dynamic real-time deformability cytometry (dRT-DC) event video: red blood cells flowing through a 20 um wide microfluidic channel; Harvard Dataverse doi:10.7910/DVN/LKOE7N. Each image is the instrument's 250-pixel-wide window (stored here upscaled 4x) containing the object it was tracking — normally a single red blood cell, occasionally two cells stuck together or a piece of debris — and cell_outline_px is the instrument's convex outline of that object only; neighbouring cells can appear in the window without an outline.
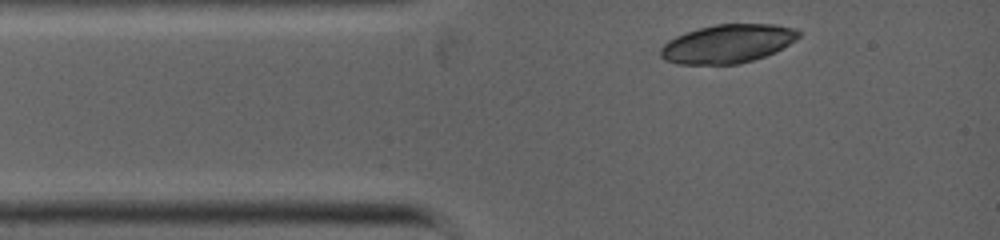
{"species": "common noctule bat (a hibernating species)", "species_latin": "Nyctalus noctula", "temperature_condition": "warm", "stored_images_in_passage": 2, "camera_frame_rate_fps": 5000, "um_per_image_px": 0.085, "animal": {"sex": "female", "body_mass_g": 19.0, "forearm_length_mm": 53.3}, "frame": {"image": 1, "passage_image": 1, "time_ms": 0.0, "image_size_px": [1000, 240], "cell_outline_px": [[800, 36], [796, 40], [776, 52], [752, 60], [736, 64], [676, 64], [664, 60], [660, 56], [660, 48], [668, 40], [676, 36], [700, 28], [716, 24], [776, 24], [796, 28], [800, 32]], "centroid_in_image_um": [61.86, 3.72], "position_along_channel_um": 23.1, "area_um2": 31.1}}